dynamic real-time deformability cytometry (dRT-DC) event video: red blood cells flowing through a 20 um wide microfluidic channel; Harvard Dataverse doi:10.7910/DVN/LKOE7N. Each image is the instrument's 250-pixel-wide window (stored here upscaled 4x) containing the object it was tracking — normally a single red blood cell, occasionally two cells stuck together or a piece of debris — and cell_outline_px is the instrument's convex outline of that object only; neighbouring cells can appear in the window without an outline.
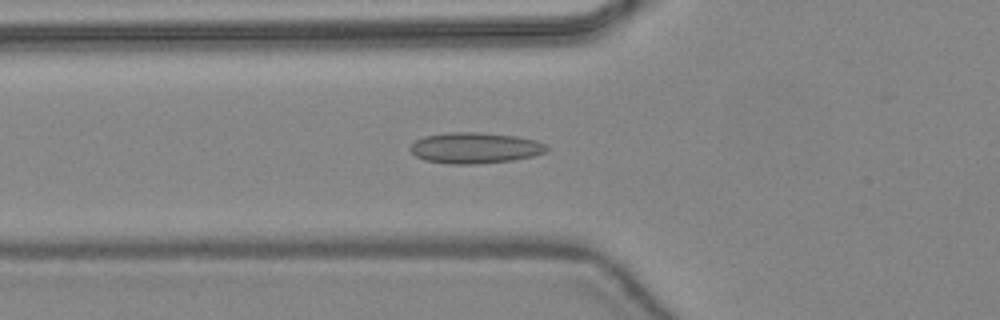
{"species": "common noctule bat (a hibernating species)", "species_latin": "Nyctalus noctula", "temperature_condition": "warm", "stored_images_in_passage": 44, "camera_frame_rate_fps": 3000, "um_per_image_px": 0.085, "animal": {"sex": "female", "body_mass_g": 24.6, "forearm_length_mm": 56.2}, "frame": {"image": 1, "passage_image": 18, "time_ms": 5.667, "image_size_px": [1000, 320], "cell_outline_px": [[548, 148], [544, 152], [532, 156], [512, 160], [476, 164], [448, 164], [424, 160], [416, 156], [408, 148], [416, 140], [424, 136], [448, 132], [476, 132], [516, 136], [536, 140], [544, 144]], "centroid_in_image_um": [40.33, 12.57], "position_along_channel_um": 85.5, "area_um2": 24.51}}
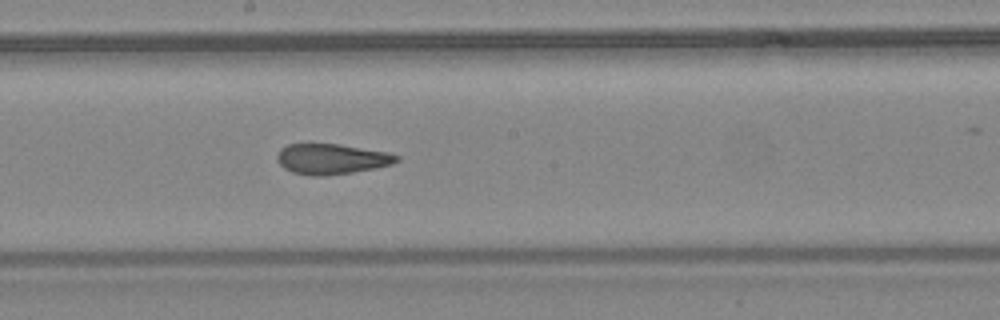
{"frame": {"image": 2, "passage_image": 27, "time_ms": 8.667, "image_size_px": [1000, 320], "cell_outline_px": [[400, 160], [392, 164], [376, 168], [352, 172], [320, 176], [312, 176], [292, 172], [284, 168], [276, 160], [276, 156], [280, 148], [288, 144], [340, 144], [388, 152], [400, 156]], "centroid_in_image_um": [28.18, 13.51], "position_along_channel_um": 220.0, "area_um2": 21.27}}
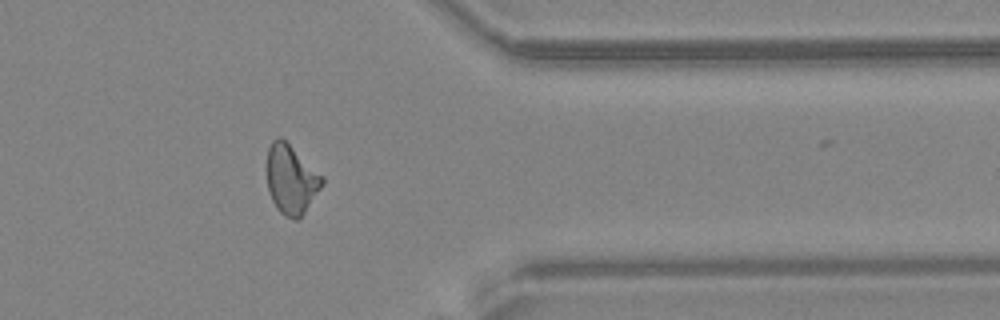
{"frame": {"image": 3, "passage_image": 39, "time_ms": 12.667, "image_size_px": [1000, 320], "cell_outline_px": [[324, 184], [300, 220], [292, 220], [284, 216], [276, 208], [272, 200], [268, 188], [268, 148], [272, 140], [276, 136], [280, 136], [324, 176]], "centroid_in_image_um": [24.78, 15.28], "position_along_channel_um": 386.6, "area_um2": 22.43}}